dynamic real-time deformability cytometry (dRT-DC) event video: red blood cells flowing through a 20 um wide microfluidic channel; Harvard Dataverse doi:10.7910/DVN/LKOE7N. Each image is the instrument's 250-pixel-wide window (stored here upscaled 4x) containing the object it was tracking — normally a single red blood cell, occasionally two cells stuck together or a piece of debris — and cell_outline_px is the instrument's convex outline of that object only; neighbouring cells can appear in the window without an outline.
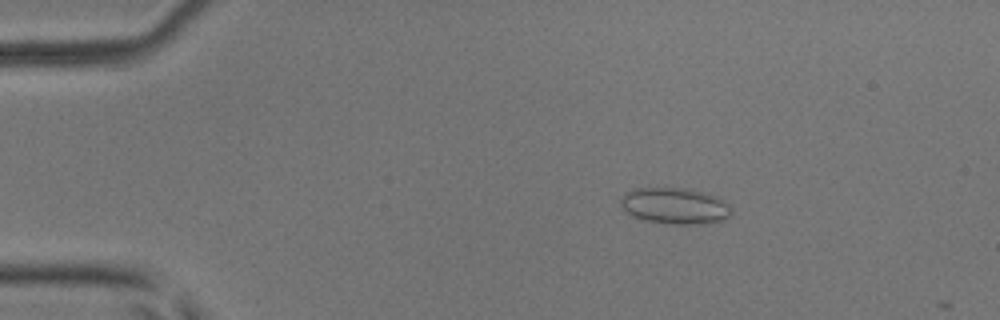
{"species": "common noctule bat (a hibernating species)", "species_latin": "Nyctalus noctula", "temperature_condition": "room temperature", "stored_images_in_passage": 6, "camera_frame_rate_fps": 3000, "um_per_image_px": 0.085, "animal": {"sex": "male", "body_mass_g": 17.9, "forearm_length_mm": 54.2}, "frame": {"image": 1, "passage_image": 3, "time_ms": 0.667, "image_size_px": [1000, 320], "cell_outline_px": [[732, 216], [724, 220], [704, 224], [672, 224], [644, 220], [632, 216], [620, 204], [620, 200], [628, 192], [636, 188], [688, 188], [716, 196], [724, 200], [728, 204], [732, 212]], "centroid_in_image_um": [57.42, 17.51], "position_along_channel_um": 27.6, "area_um2": 23.41}}
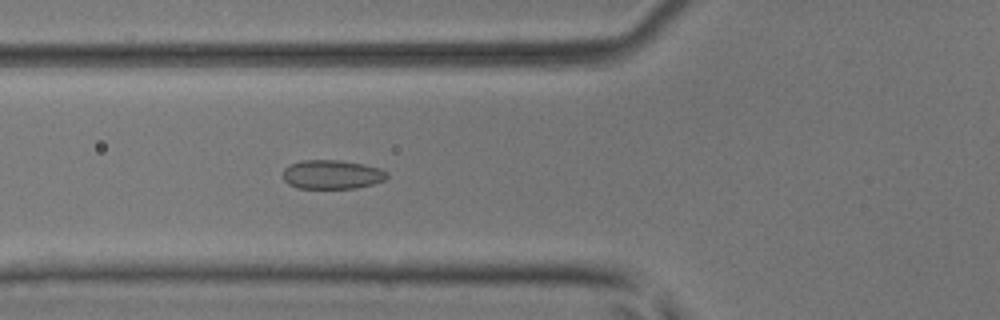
{"frame": {"image": 2, "passage_image": 6, "time_ms": 1.667, "image_size_px": [1000, 320], "cell_outline_px": [[388, 176], [384, 180], [372, 184], [356, 188], [296, 188], [288, 184], [284, 180], [284, 168], [292, 164], [304, 160], [340, 160], [364, 164], [380, 168], [388, 172]], "centroid_in_image_um": [28.24, 14.83], "position_along_channel_um": 97.6, "area_um2": 17.57}}